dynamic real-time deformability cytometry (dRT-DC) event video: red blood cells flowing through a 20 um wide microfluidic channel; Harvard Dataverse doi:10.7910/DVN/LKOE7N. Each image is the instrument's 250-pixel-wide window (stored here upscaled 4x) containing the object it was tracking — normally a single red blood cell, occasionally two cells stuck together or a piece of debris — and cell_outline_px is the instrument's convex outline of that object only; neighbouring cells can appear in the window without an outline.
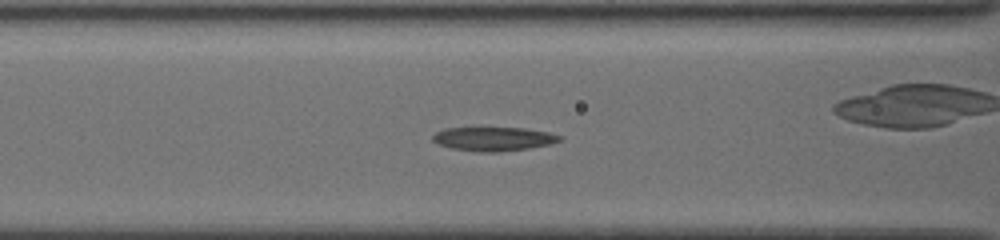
{"species": "common noctule bat (a hibernating species)", "species_latin": "Nyctalus noctula", "temperature_condition": "cold", "stored_images_in_passage": 55, "camera_frame_rate_fps": 3000, "um_per_image_px": 0.085, "animal": {"sex": "female", "body_mass_g": 19.5, "forearm_length_mm": 54.1}, "frame": {"image": 1, "passage_image": 12, "time_ms": 1.667, "image_size_px": [1000, 240], "cell_outline_px": [[560, 140], [548, 144], [528, 148], [496, 152], [480, 152], [452, 148], [440, 144], [432, 140], [432, 136], [436, 132], [444, 128], [480, 124], [524, 128], [548, 132], [560, 136]], "centroid_in_image_um": [41.85, 11.73], "position_along_channel_um": 124.7, "area_um2": 18.5}}
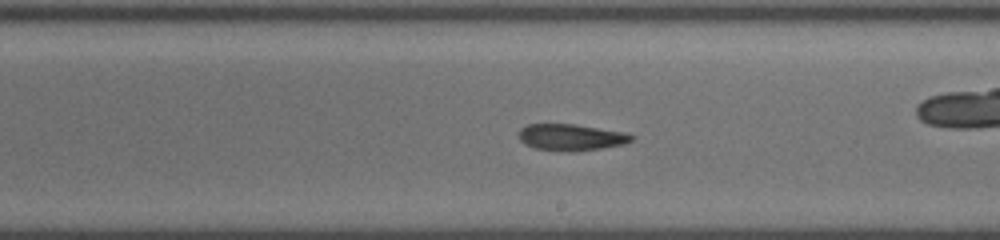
{"frame": {"image": 2, "passage_image": 24, "time_ms": 4.667, "image_size_px": [1000, 240], "cell_outline_px": [[636, 136], [632, 140], [624, 144], [604, 148], [576, 152], [560, 152], [536, 148], [524, 144], [520, 140], [520, 128], [528, 124], [572, 124], [628, 132]], "centroid_in_image_um": [48.59, 11.68], "position_along_channel_um": 240.4, "area_um2": 17.74}}
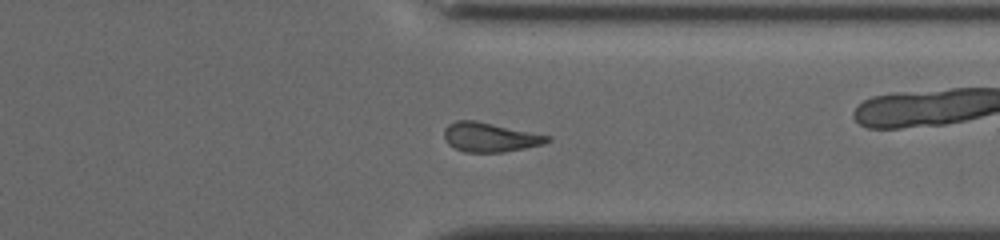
{"frame": {"image": 3, "passage_image": 36, "time_ms": 8.0, "image_size_px": [1000, 240], "cell_outline_px": [[552, 140], [544, 144], [504, 152], [464, 152], [448, 144], [444, 136], [444, 128], [448, 124], [456, 120], [476, 120], [552, 136]], "centroid_in_image_um": [41.66, 11.65], "position_along_channel_um": 369.7, "area_um2": 17.74}}